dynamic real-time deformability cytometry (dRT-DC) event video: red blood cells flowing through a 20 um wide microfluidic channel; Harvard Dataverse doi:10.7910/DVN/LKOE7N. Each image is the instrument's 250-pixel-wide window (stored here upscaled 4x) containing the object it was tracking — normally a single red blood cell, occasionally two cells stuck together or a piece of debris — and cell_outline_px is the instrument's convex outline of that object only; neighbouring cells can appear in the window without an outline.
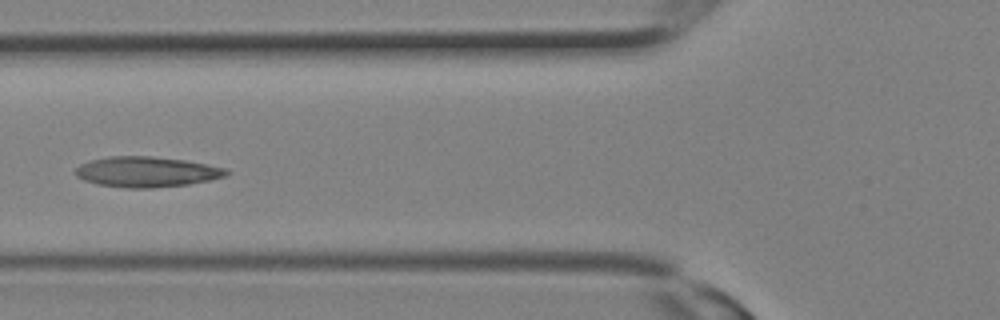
{"species": "Egyptian fruit bat (a non-hibernating species)", "species_latin": "Rousettus aegyptiacus", "temperature_condition": "room temperature", "stored_images_in_passage": 11, "camera_frame_rate_fps": 3000, "um_per_image_px": 0.085, "animal": {"sex": "female"}, "frame": {"image": 1, "passage_image": 10, "time_ms": 3.0, "image_size_px": [1000, 320], "cell_outline_px": [[232, 172], [224, 176], [208, 180], [188, 184], [152, 188], [124, 188], [96, 184], [84, 180], [76, 176], [72, 172], [80, 164], [92, 160], [108, 156], [152, 156], [184, 160], [228, 168]], "centroid_in_image_um": [12.44, 14.61], "position_along_channel_um": 113.4, "area_um2": 26.88}}